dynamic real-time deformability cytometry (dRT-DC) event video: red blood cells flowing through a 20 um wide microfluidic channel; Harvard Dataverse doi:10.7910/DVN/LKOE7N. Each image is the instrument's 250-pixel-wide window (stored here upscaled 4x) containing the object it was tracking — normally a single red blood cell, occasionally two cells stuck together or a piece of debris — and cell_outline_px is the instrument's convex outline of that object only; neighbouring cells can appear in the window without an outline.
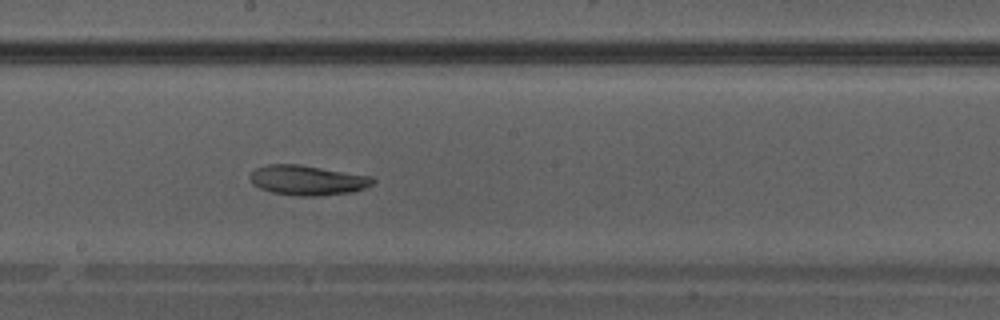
{"species": "Egyptian fruit bat (a non-hibernating species)", "species_latin": "Rousettus aegyptiacus", "temperature_condition": "warm", "stored_images_in_passage": 30, "camera_frame_rate_fps": 3000, "um_per_image_px": 0.085, "animal": {"sex": "male"}, "frame": {"image": 1, "passage_image": 13, "time_ms": 4.0, "image_size_px": [1000, 320], "cell_outline_px": [[376, 180], [372, 184], [364, 188], [352, 192], [316, 196], [296, 196], [272, 192], [260, 188], [252, 184], [248, 176], [256, 168], [268, 164], [300, 164], [372, 176]], "centroid_in_image_um": [26.12, 15.31], "position_along_channel_um": 222.1, "area_um2": 21.5}}